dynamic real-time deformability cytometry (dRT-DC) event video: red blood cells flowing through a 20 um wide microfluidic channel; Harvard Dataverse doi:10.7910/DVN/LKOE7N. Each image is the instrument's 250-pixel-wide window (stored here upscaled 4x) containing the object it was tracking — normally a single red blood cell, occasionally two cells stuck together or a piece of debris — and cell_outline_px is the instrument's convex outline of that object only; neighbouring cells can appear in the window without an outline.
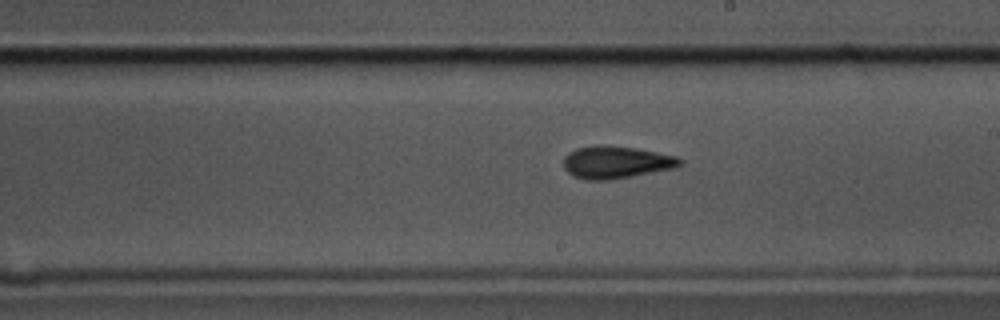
{"species": "common noctule bat (a hibernating species)", "species_latin": "Nyctalus noctula", "temperature_condition": "cold", "stored_images_in_passage": 56, "camera_frame_rate_fps": 3000, "um_per_image_px": 0.085, "animal": {"sex": "male", "body_mass_g": 17.5, "forearm_length_mm": 52.3}, "frame": {"image": 1, "passage_image": 32, "time_ms": 10.333, "image_size_px": [1000, 320], "cell_outline_px": [[684, 164], [672, 168], [632, 176], [608, 180], [584, 180], [572, 176], [564, 168], [564, 156], [568, 152], [576, 148], [636, 148], [676, 156], [684, 160]], "centroid_in_image_um": [52.38, 13.84], "position_along_channel_um": 236.6, "area_um2": 21.21}, "authors_computed_cell_mechanics": {"area_um2": 21.2415, "velocity_mm_per_s": 3.5833, "shape_relaxation_time_tau1_ms": 5.8428, "shape_relaxation_time_tau2_ms": 2.2633, "deformation_change_tau1": 0.128, "deformation_change_tau2": 0.0668}}